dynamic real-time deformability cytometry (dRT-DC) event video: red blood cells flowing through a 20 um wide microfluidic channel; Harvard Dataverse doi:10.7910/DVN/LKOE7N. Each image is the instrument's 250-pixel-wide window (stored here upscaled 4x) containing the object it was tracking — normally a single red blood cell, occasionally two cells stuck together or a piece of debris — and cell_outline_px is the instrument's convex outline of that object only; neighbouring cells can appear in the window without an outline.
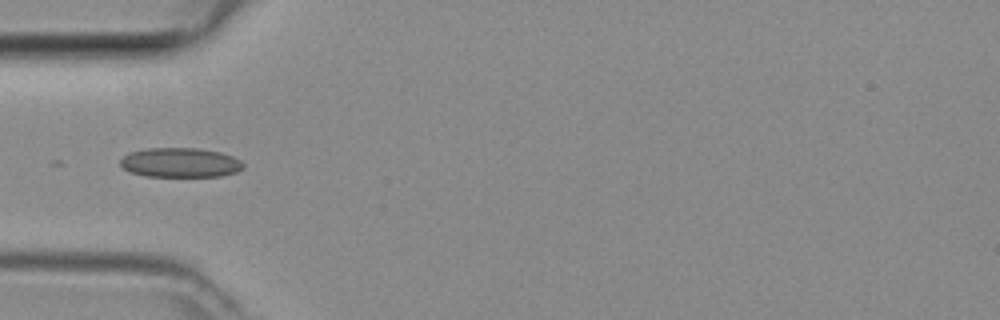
{"species": "common noctule bat (a hibernating species)", "species_latin": "Nyctalus noctula", "temperature_condition": "room temperature", "stored_images_in_passage": 5, "camera_frame_rate_fps": 3000, "um_per_image_px": 0.085, "animal": {"sex": "female", "body_mass_g": 29.2, "forearm_length_mm": 56.3}, "frame": {"image": 1, "passage_image": 4, "time_ms": 1.0, "image_size_px": [1000, 320], "cell_outline_px": [[244, 168], [236, 172], [220, 176], [144, 176], [132, 172], [124, 168], [120, 164], [120, 160], [128, 152], [148, 148], [200, 148], [220, 152], [232, 156], [240, 160], [244, 164]], "centroid_in_image_um": [15.33, 13.81], "position_along_channel_um": 69.7, "area_um2": 21.15}}
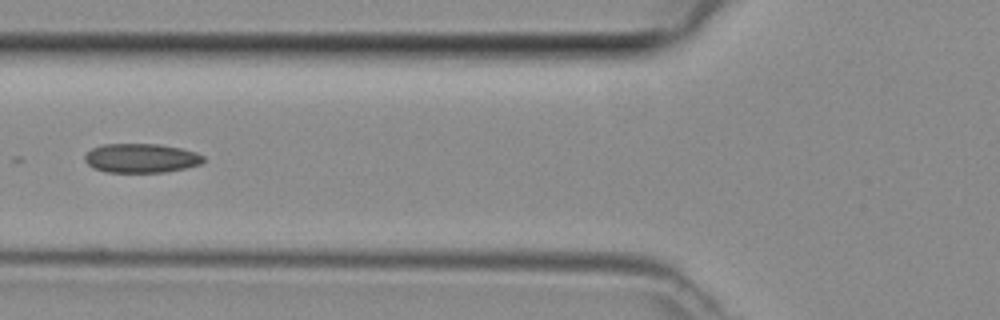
{"frame": {"image": 2, "passage_image": 5, "time_ms": 1.333, "image_size_px": [1000, 320], "cell_outline_px": [[204, 160], [200, 164], [184, 168], [164, 172], [108, 172], [96, 168], [88, 164], [84, 160], [84, 156], [92, 148], [100, 144], [160, 144], [180, 148], [196, 152], [204, 156]], "centroid_in_image_um": [11.99, 13.43], "position_along_channel_um": 113.8, "area_um2": 20.06}}